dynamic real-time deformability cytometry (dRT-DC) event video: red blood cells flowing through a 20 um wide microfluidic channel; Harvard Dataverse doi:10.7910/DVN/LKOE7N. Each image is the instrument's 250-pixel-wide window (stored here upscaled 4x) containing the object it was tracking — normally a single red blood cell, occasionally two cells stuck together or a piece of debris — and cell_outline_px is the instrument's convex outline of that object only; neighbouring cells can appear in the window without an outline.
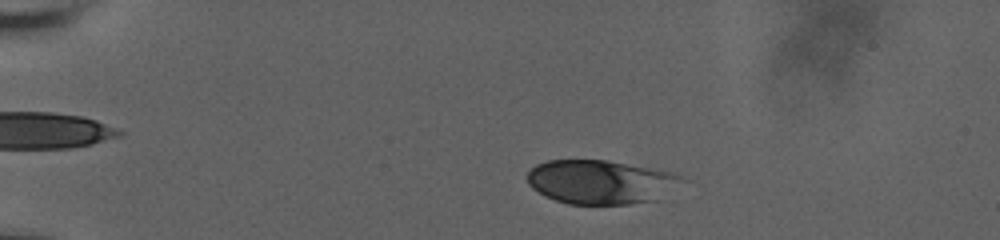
{"species": "human", "species_latin": "Homo sapiens", "temperature_condition": "room temperature", "stored_images_in_passage": 52, "camera_frame_rate_fps": 3000, "um_per_image_px": 0.085, "donor": {"sex": "male"}, "frame": {"image": 1, "passage_image": 7, "time_ms": 2.0, "image_size_px": [1000, 240], "cell_outline_px": [[688, 180], [656, 200], [628, 204], [568, 204], [544, 196], [532, 188], [528, 184], [528, 172], [536, 164], [548, 160], [608, 160], [672, 172]], "centroid_in_image_um": [51.06, 15.46], "position_along_channel_um": 33.9, "area_um2": 39.71}}
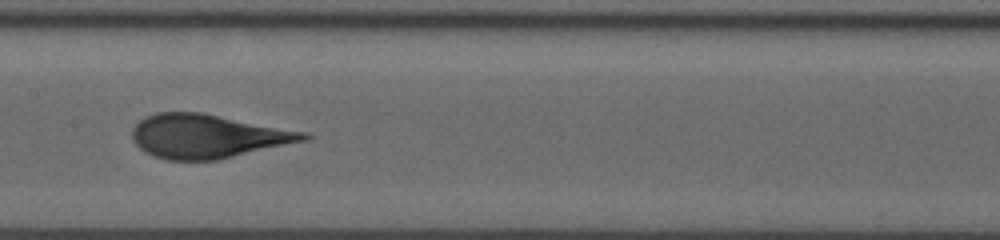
{"frame": {"image": 2, "passage_image": 26, "time_ms": 8.333, "image_size_px": [1000, 240], "cell_outline_px": [[312, 136], [308, 140], [220, 160], [168, 160], [144, 152], [132, 140], [132, 128], [144, 116], [156, 112], [200, 112], [308, 132]], "centroid_in_image_um": [17.67, 11.58], "position_along_channel_um": 189.7, "area_um2": 44.04}}
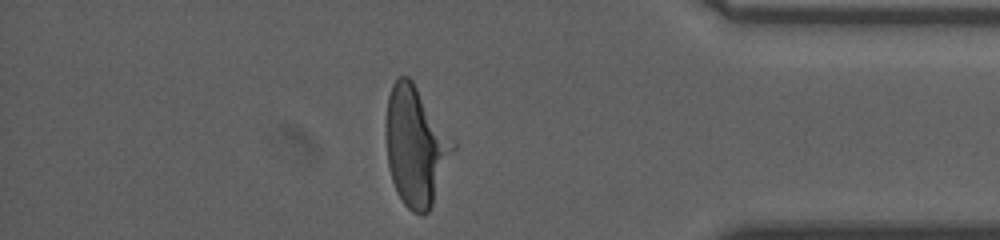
{"frame": {"image": 3, "passage_image": 45, "time_ms": 14.667, "image_size_px": [1000, 240], "cell_outline_px": [[456, 148], [432, 204], [428, 212], [424, 216], [420, 216], [412, 212], [404, 204], [396, 192], [392, 180], [388, 164], [384, 124], [388, 96], [392, 84], [396, 76], [408, 76], [412, 80], [456, 140]], "centroid_in_image_um": [35.34, 12.39], "position_along_channel_um": 399.9, "area_um2": 47.4}}